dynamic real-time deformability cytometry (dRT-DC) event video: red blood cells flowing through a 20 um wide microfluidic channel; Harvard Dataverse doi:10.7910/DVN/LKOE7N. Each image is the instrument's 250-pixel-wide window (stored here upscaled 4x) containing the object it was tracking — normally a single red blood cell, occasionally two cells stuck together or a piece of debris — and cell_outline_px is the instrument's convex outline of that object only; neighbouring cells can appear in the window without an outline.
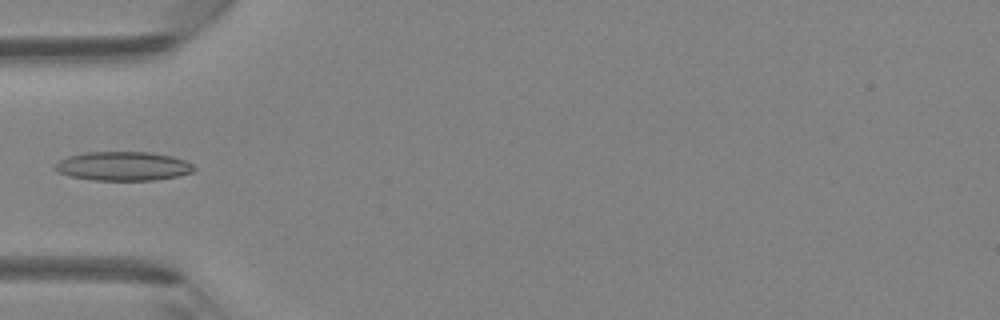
{"species": "Egyptian fruit bat (a non-hibernating species)", "species_latin": "Rousettus aegyptiacus", "temperature_condition": "room temperature", "stored_images_in_passage": 5, "camera_frame_rate_fps": 3000, "um_per_image_px": 0.085, "animal": {"sex": "female"}, "frame": {"image": 1, "passage_image": 5, "time_ms": 4.667, "image_size_px": [1000, 320], "cell_outline_px": [[196, 168], [192, 172], [176, 176], [152, 180], [92, 180], [68, 176], [56, 172], [52, 168], [60, 160], [68, 156], [84, 152], [148, 152], [172, 156], [184, 160], [192, 164]], "centroid_in_image_um": [10.41, 14.12], "position_along_channel_um": 74.6, "area_um2": 23.52}}